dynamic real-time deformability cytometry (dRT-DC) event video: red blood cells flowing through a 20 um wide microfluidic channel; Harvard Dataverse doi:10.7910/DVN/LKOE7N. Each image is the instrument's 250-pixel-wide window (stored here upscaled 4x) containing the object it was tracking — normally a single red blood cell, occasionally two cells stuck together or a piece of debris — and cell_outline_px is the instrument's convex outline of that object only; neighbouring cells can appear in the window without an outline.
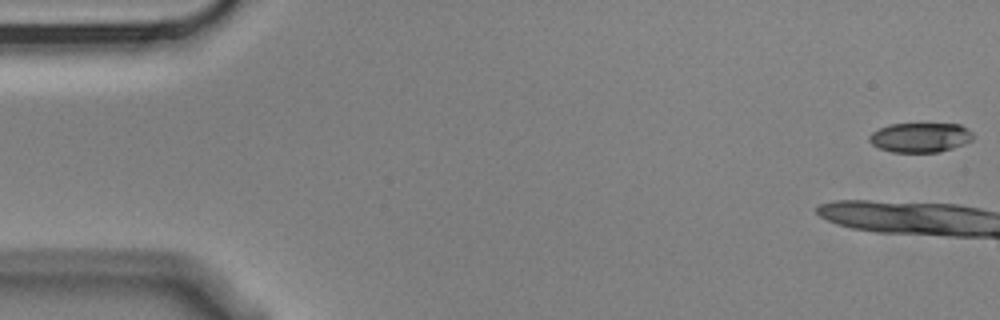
{"species": "Egyptian fruit bat (a non-hibernating species)", "species_latin": "Rousettus aegyptiacus", "temperature_condition": "cold", "stored_images_in_passage": 5, "camera_frame_rate_fps": 3000, "um_per_image_px": 0.085, "animal": {"sex": "male"}, "frame": {"image": 1, "passage_image": 1, "time_ms": 0.0, "image_size_px": [1000, 320], "cell_outline_px": [[972, 140], [964, 144], [952, 148], [936, 152], [892, 152], [880, 148], [872, 144], [868, 140], [868, 136], [872, 132], [888, 124], [960, 124], [968, 128], [972, 132]], "centroid_in_image_um": [78.21, 11.68], "position_along_channel_um": 6.8, "area_um2": 17.86}}